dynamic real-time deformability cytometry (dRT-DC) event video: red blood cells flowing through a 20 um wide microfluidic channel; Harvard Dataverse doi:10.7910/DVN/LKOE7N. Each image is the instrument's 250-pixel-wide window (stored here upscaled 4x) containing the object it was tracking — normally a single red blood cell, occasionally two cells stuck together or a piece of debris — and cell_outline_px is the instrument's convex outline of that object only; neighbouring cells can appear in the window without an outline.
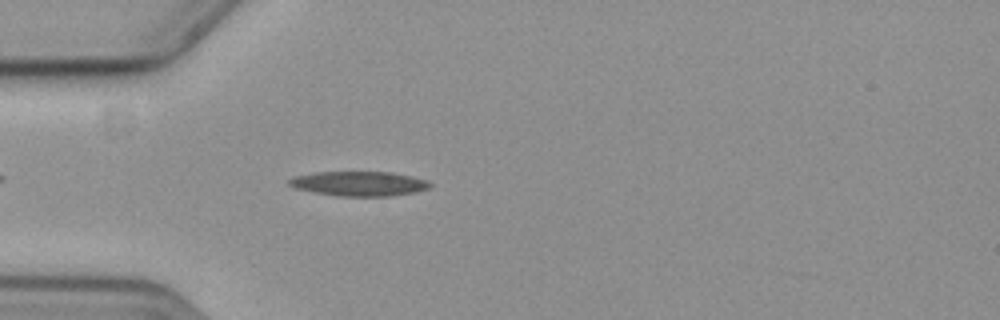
{"species": "common noctule bat (a hibernating species)", "species_latin": "Nyctalus noctula", "temperature_condition": "cold", "stored_images_in_passage": 47, "camera_frame_rate_fps": 3000, "um_per_image_px": 0.085, "animal": {"sex": "female", "body_mass_g": 19.3, "forearm_length_mm": 54.1}, "frame": {"image": 1, "passage_image": 6, "time_ms": 1.667, "image_size_px": [1000, 320], "cell_outline_px": [[432, 184], [428, 188], [416, 192], [388, 196], [340, 196], [316, 192], [296, 188], [288, 184], [288, 180], [292, 176], [312, 172], [392, 172], [412, 176], [428, 180]], "centroid_in_image_um": [30.53, 15.6], "position_along_channel_um": 54.5, "area_um2": 20.23}}
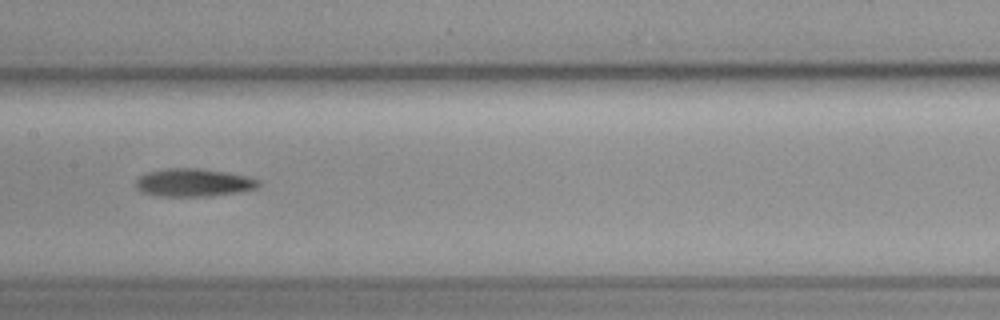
{"frame": {"image": 2, "passage_image": 18, "time_ms": 5.667, "image_size_px": [1000, 320], "cell_outline_px": [[260, 184], [256, 188], [240, 192], [208, 196], [156, 196], [140, 192], [136, 188], [136, 180], [144, 172], [164, 168], [196, 168], [224, 172], [244, 176], [260, 180]], "centroid_in_image_um": [16.38, 15.52], "position_along_channel_um": 191.0, "area_um2": 20.06}}
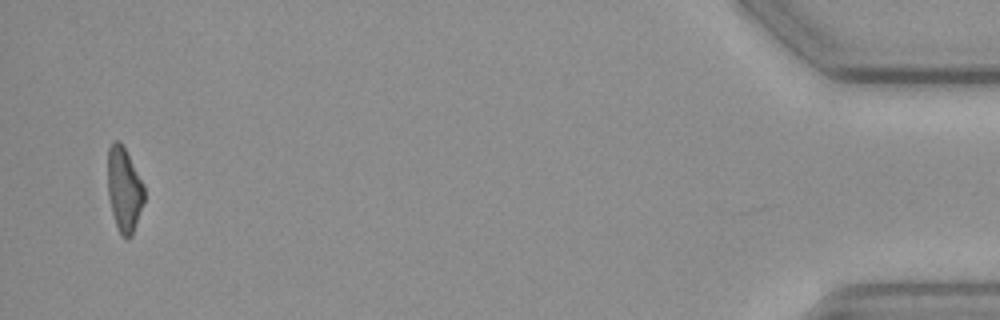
{"frame": {"image": 3, "passage_image": 45, "time_ms": 14.667, "image_size_px": [1000, 320], "cell_outline_px": [[144, 200], [132, 236], [128, 240], [124, 240], [120, 236], [112, 212], [108, 196], [108, 148], [116, 140], [120, 140], [144, 184]], "centroid_in_image_um": [10.55, 16.15], "position_along_channel_um": 424.6, "area_um2": 17.98}, "authors_computed_cell_mechanics": {"area_um2": 19.3052, "velocity_mm_per_s": 3.6084, "shape_relaxation_time_tau1_ms": 6.1188, "shape_relaxation_time_tau2_ms": null, "deformation_change_tau1": 0.1702, "deformation_change_tau2": null}}